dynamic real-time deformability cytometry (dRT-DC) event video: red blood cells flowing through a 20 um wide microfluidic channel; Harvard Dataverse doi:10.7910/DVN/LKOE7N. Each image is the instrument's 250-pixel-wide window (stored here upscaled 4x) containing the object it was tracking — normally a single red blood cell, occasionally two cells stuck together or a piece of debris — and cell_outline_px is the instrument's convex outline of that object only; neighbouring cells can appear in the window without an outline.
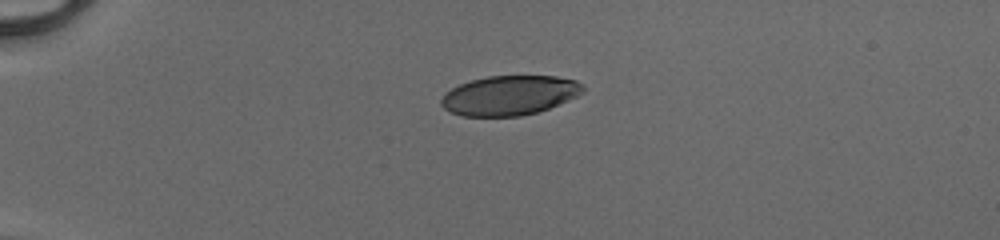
{"species": "human", "species_latin": "Homo sapiens", "temperature_condition": "cold", "stored_images_in_passage": 38, "camera_frame_rate_fps": 3000, "um_per_image_px": 0.085, "donor": {"sex": "male"}, "frame": {"image": 1, "passage_image": 1, "time_ms": 0.0, "image_size_px": [1000, 240], "cell_outline_px": [[584, 92], [576, 96], [548, 108], [536, 112], [520, 116], [460, 116], [444, 108], [440, 104], [440, 100], [444, 92], [460, 84], [472, 80], [488, 76], [556, 76], [576, 80], [584, 84]], "centroid_in_image_um": [43.29, 8.1], "position_along_channel_um": 41.7, "area_um2": 32.66}}
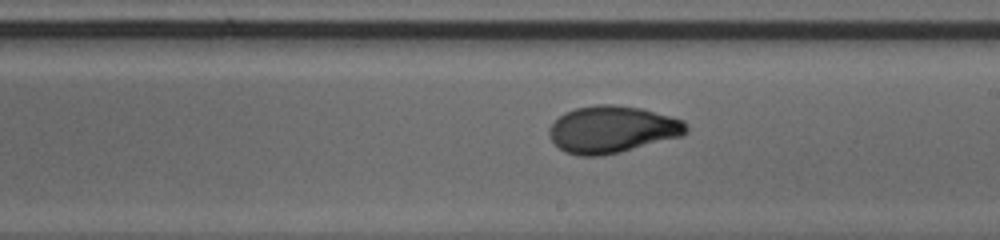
{"frame": {"image": 2, "passage_image": 19, "time_ms": 6.0, "image_size_px": [1000, 240], "cell_outline_px": [[688, 132], [684, 136], [620, 152], [600, 156], [580, 156], [564, 152], [552, 140], [548, 132], [548, 128], [564, 112], [576, 108], [596, 104], [612, 104], [640, 108], [684, 120], [688, 124]], "centroid_in_image_um": [52.06, 11.0], "position_along_channel_um": 236.9, "area_um2": 37.69}}
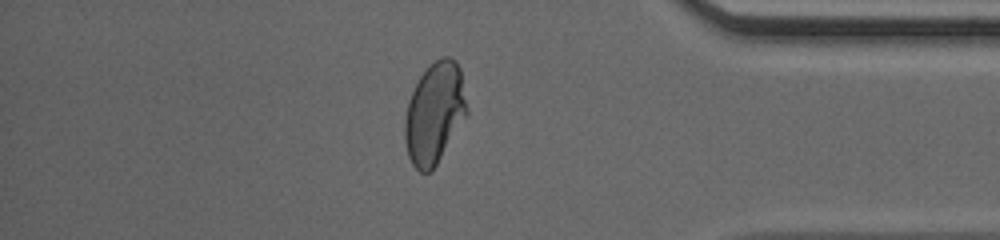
{"frame": {"image": 3, "passage_image": 32, "time_ms": 10.333, "image_size_px": [1000, 240], "cell_outline_px": [[468, 116], [432, 172], [420, 172], [412, 164], [408, 156], [404, 140], [404, 120], [408, 100], [420, 76], [436, 60], [444, 56], [448, 56], [456, 60], [460, 68], [468, 108]], "centroid_in_image_um": [36.95, 9.65], "position_along_channel_um": 398.2, "area_um2": 37.05}, "authors_computed_cell_mechanics": {"area_um2": 36.4718, "velocity_mm_per_s": 4.152, "shape_relaxation_time_tau1_ms": 3.9529, "shape_relaxation_time_tau2_ms": 0.7786, "deformation_change_tau1": 0.1861, "deformation_change_tau2": 0.0529}}